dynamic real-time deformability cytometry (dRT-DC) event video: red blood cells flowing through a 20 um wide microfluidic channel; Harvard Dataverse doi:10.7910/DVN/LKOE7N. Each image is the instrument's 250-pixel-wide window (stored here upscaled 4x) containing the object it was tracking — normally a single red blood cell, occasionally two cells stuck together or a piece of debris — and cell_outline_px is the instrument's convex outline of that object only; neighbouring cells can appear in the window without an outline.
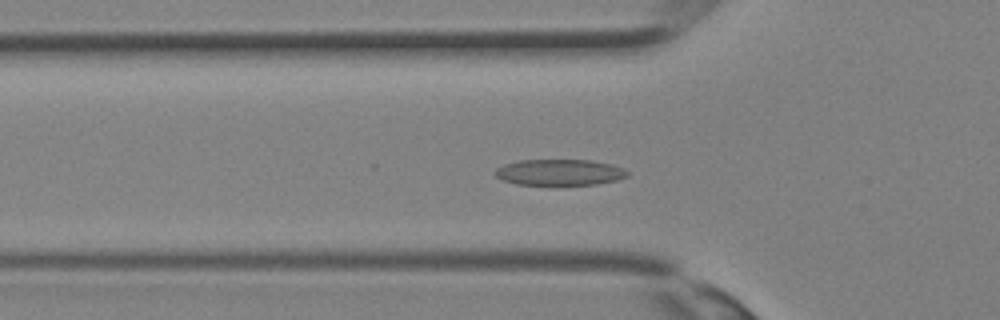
{"species": "Egyptian fruit bat (a non-hibernating species)", "species_latin": "Rousettus aegyptiacus", "temperature_condition": "room temperature", "stored_images_in_passage": 35, "camera_frame_rate_fps": 3000, "um_per_image_px": 0.085, "animal": {"sex": "female"}, "frame": {"image": 1, "passage_image": 12, "time_ms": 3.667, "image_size_px": [1000, 320], "cell_outline_px": [[628, 176], [616, 180], [596, 184], [560, 188], [516, 184], [504, 180], [496, 176], [492, 172], [496, 168], [504, 164], [520, 160], [592, 160], [612, 164], [624, 168], [628, 172]], "centroid_in_image_um": [47.55, 14.69], "position_along_channel_um": 78.2, "area_um2": 21.15}}
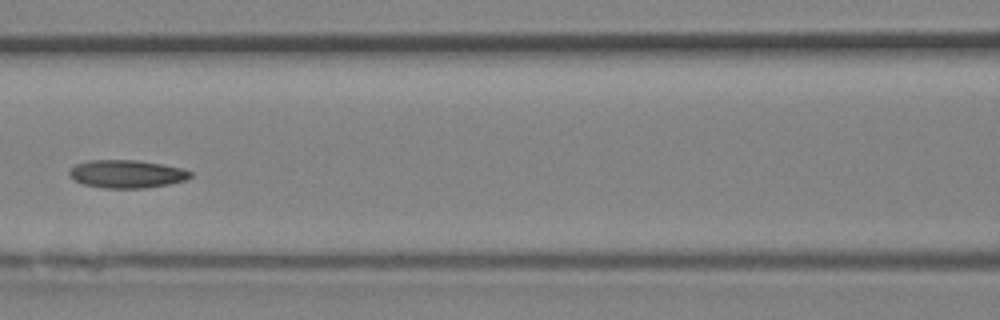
{"frame": {"image": 2, "passage_image": 16, "time_ms": 5.0, "image_size_px": [1000, 320], "cell_outline_px": [[192, 176], [184, 180], [168, 184], [144, 188], [100, 188], [84, 184], [68, 176], [68, 172], [76, 164], [88, 160], [136, 160], [184, 168], [192, 172]], "centroid_in_image_um": [10.76, 14.78], "position_along_channel_um": 155.8, "area_um2": 19.71}}
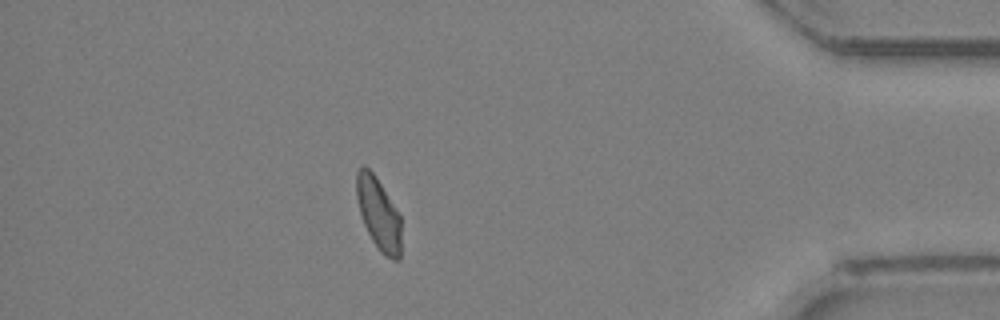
{"frame": {"image": 3, "passage_image": 31, "time_ms": 10.0, "image_size_px": [1000, 320], "cell_outline_px": [[400, 260], [392, 260], [384, 256], [380, 252], [372, 240], [364, 224], [360, 212], [356, 196], [356, 172], [364, 164], [372, 172], [380, 184], [400, 216]], "centroid_in_image_um": [32.16, 18.2], "position_along_channel_um": 403.0, "area_um2": 18.5}}